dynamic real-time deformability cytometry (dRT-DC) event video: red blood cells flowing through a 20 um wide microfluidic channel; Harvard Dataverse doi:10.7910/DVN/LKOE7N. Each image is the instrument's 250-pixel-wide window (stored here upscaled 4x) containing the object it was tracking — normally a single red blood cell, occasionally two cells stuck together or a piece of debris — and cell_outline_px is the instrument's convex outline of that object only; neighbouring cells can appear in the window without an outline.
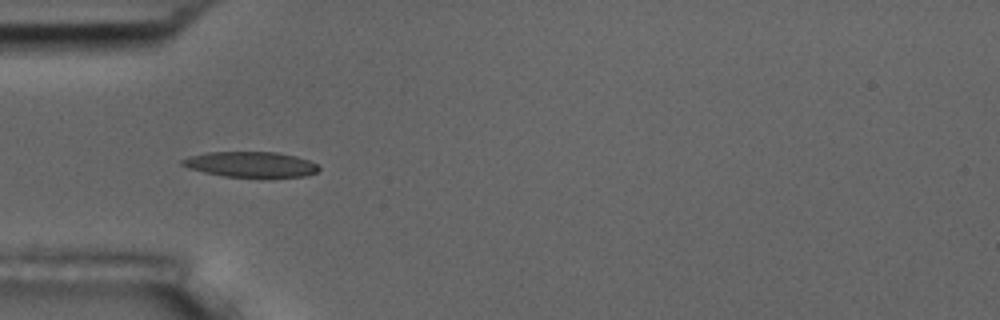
{"species": "common noctule bat (a hibernating species)", "species_latin": "Nyctalus noctula", "temperature_condition": "room temperature", "stored_images_in_passage": 3, "camera_frame_rate_fps": 3000, "um_per_image_px": 0.085, "animal": {"sex": "male", "body_mass_g": 17.5, "forearm_length_mm": 52.3}, "frame": {"image": 1, "passage_image": 2, "time_ms": 2.0, "image_size_px": [1000, 320], "cell_outline_px": [[320, 168], [316, 172], [308, 176], [272, 180], [224, 176], [204, 172], [188, 168], [180, 164], [180, 160], [188, 156], [208, 152], [276, 152], [296, 156], [308, 160], [316, 164]], "centroid_in_image_um": [21.36, 14.02], "position_along_channel_um": 63.6, "area_um2": 21.21}}